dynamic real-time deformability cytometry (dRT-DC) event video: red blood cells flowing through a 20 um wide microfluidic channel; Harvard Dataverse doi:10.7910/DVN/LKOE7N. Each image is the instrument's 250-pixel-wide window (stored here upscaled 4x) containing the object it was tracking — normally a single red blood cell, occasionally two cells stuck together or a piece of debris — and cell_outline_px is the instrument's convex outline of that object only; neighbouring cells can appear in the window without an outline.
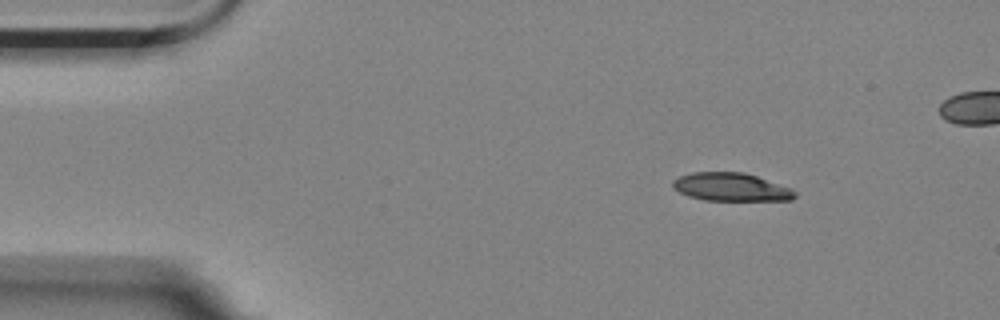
{"species": "Egyptian fruit bat (a non-hibernating species)", "species_latin": "Rousettus aegyptiacus", "temperature_condition": "room temperature", "stored_images_in_passage": 46, "camera_frame_rate_fps": 3000, "um_per_image_px": 0.085, "animal": {"sex": "female"}, "frame": {"image": 1, "passage_image": 1, "time_ms": 0.0, "image_size_px": [1000, 320], "cell_outline_px": [[796, 196], [792, 200], [704, 200], [688, 196], [672, 188], [672, 180], [680, 176], [692, 172], [744, 172], [792, 188], [796, 192]], "centroid_in_image_um": [62.13, 15.89], "position_along_channel_um": 22.9, "area_um2": 20.06}}
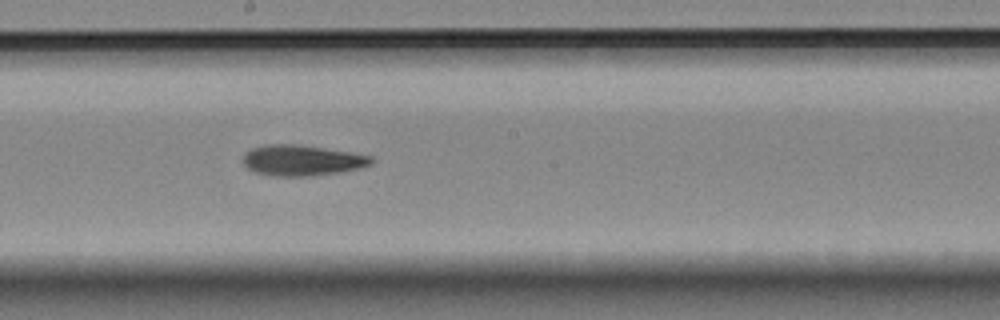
{"frame": {"image": 2, "passage_image": 24, "time_ms": 7.667, "image_size_px": [1000, 320], "cell_outline_px": [[372, 164], [340, 172], [312, 176], [272, 176], [256, 172], [248, 168], [244, 164], [244, 156], [252, 148], [272, 144], [292, 144], [348, 152], [372, 156]], "centroid_in_image_um": [25.65, 13.64], "position_along_channel_um": 222.5, "area_um2": 22.37}}
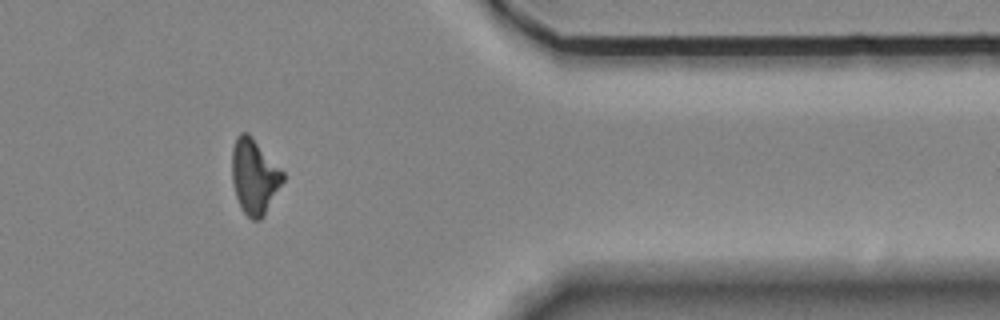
{"frame": {"image": 3, "passage_image": 40, "time_ms": 13.0, "image_size_px": [1000, 320], "cell_outline_px": [[284, 180], [264, 216], [260, 220], [252, 220], [240, 208], [232, 184], [232, 148], [236, 136], [240, 132], [248, 132], [284, 172]], "centroid_in_image_um": [21.6, 15.0], "position_along_channel_um": 389.8, "area_um2": 22.37}}